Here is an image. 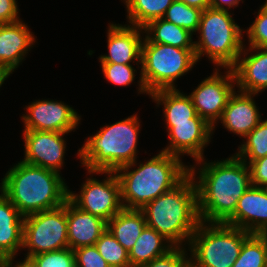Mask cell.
<instances>
[{
  "label": "cell",
  "mask_w": 267,
  "mask_h": 267,
  "mask_svg": "<svg viewBox=\"0 0 267 267\" xmlns=\"http://www.w3.org/2000/svg\"><path fill=\"white\" fill-rule=\"evenodd\" d=\"M198 160L201 165L196 180L194 166L189 173L197 188L198 213L201 222L224 223L234 212L238 200L251 186L249 166L235 154L222 161ZM192 166V167H191Z\"/></svg>",
  "instance_id": "1"
},
{
  "label": "cell",
  "mask_w": 267,
  "mask_h": 267,
  "mask_svg": "<svg viewBox=\"0 0 267 267\" xmlns=\"http://www.w3.org/2000/svg\"><path fill=\"white\" fill-rule=\"evenodd\" d=\"M135 165L137 161L115 171L125 209L141 210L150 201L173 189L189 174V166H185L179 157L162 151L133 170Z\"/></svg>",
  "instance_id": "2"
},
{
  "label": "cell",
  "mask_w": 267,
  "mask_h": 267,
  "mask_svg": "<svg viewBox=\"0 0 267 267\" xmlns=\"http://www.w3.org/2000/svg\"><path fill=\"white\" fill-rule=\"evenodd\" d=\"M63 179L55 171L20 161L7 171L0 190L25 217L62 206L68 199Z\"/></svg>",
  "instance_id": "3"
},
{
  "label": "cell",
  "mask_w": 267,
  "mask_h": 267,
  "mask_svg": "<svg viewBox=\"0 0 267 267\" xmlns=\"http://www.w3.org/2000/svg\"><path fill=\"white\" fill-rule=\"evenodd\" d=\"M141 211L147 226L175 247L189 244L200 221L197 188L189 173L177 186L146 204Z\"/></svg>",
  "instance_id": "4"
},
{
  "label": "cell",
  "mask_w": 267,
  "mask_h": 267,
  "mask_svg": "<svg viewBox=\"0 0 267 267\" xmlns=\"http://www.w3.org/2000/svg\"><path fill=\"white\" fill-rule=\"evenodd\" d=\"M137 115L102 127L87 137L78 150L81 164L88 171H116L136 161L140 120Z\"/></svg>",
  "instance_id": "5"
},
{
  "label": "cell",
  "mask_w": 267,
  "mask_h": 267,
  "mask_svg": "<svg viewBox=\"0 0 267 267\" xmlns=\"http://www.w3.org/2000/svg\"><path fill=\"white\" fill-rule=\"evenodd\" d=\"M229 10L208 8L202 11L198 28L199 41H194L197 61L207 57L225 69H232L243 49V29L234 22Z\"/></svg>",
  "instance_id": "6"
},
{
  "label": "cell",
  "mask_w": 267,
  "mask_h": 267,
  "mask_svg": "<svg viewBox=\"0 0 267 267\" xmlns=\"http://www.w3.org/2000/svg\"><path fill=\"white\" fill-rule=\"evenodd\" d=\"M197 62L195 49L143 42L138 93L150 95L162 89H176L174 82Z\"/></svg>",
  "instance_id": "7"
},
{
  "label": "cell",
  "mask_w": 267,
  "mask_h": 267,
  "mask_svg": "<svg viewBox=\"0 0 267 267\" xmlns=\"http://www.w3.org/2000/svg\"><path fill=\"white\" fill-rule=\"evenodd\" d=\"M250 235L225 223L200 222L188 244L190 263L195 267H232Z\"/></svg>",
  "instance_id": "8"
},
{
  "label": "cell",
  "mask_w": 267,
  "mask_h": 267,
  "mask_svg": "<svg viewBox=\"0 0 267 267\" xmlns=\"http://www.w3.org/2000/svg\"><path fill=\"white\" fill-rule=\"evenodd\" d=\"M66 201L62 206L24 217L23 246L25 257L69 247Z\"/></svg>",
  "instance_id": "9"
},
{
  "label": "cell",
  "mask_w": 267,
  "mask_h": 267,
  "mask_svg": "<svg viewBox=\"0 0 267 267\" xmlns=\"http://www.w3.org/2000/svg\"><path fill=\"white\" fill-rule=\"evenodd\" d=\"M108 176L102 182L87 178L81 186L80 194L68 189V199L79 209L98 216L108 222L124 207L121 201V186L115 171H88Z\"/></svg>",
  "instance_id": "10"
},
{
  "label": "cell",
  "mask_w": 267,
  "mask_h": 267,
  "mask_svg": "<svg viewBox=\"0 0 267 267\" xmlns=\"http://www.w3.org/2000/svg\"><path fill=\"white\" fill-rule=\"evenodd\" d=\"M205 78L191 94H189L196 113L212 127L221 118L231 94L236 90V79L232 69H226L225 75L218 69Z\"/></svg>",
  "instance_id": "11"
},
{
  "label": "cell",
  "mask_w": 267,
  "mask_h": 267,
  "mask_svg": "<svg viewBox=\"0 0 267 267\" xmlns=\"http://www.w3.org/2000/svg\"><path fill=\"white\" fill-rule=\"evenodd\" d=\"M22 116L24 130L69 133L80 122V116L70 106L54 100H36L26 108Z\"/></svg>",
  "instance_id": "12"
},
{
  "label": "cell",
  "mask_w": 267,
  "mask_h": 267,
  "mask_svg": "<svg viewBox=\"0 0 267 267\" xmlns=\"http://www.w3.org/2000/svg\"><path fill=\"white\" fill-rule=\"evenodd\" d=\"M170 143L162 152L177 156L190 155L195 161L204 158V147L210 142L213 127L198 114L190 122L166 123ZM212 133V134H211Z\"/></svg>",
  "instance_id": "13"
},
{
  "label": "cell",
  "mask_w": 267,
  "mask_h": 267,
  "mask_svg": "<svg viewBox=\"0 0 267 267\" xmlns=\"http://www.w3.org/2000/svg\"><path fill=\"white\" fill-rule=\"evenodd\" d=\"M67 133L24 130L25 158L22 162L55 171L60 174L64 163Z\"/></svg>",
  "instance_id": "14"
},
{
  "label": "cell",
  "mask_w": 267,
  "mask_h": 267,
  "mask_svg": "<svg viewBox=\"0 0 267 267\" xmlns=\"http://www.w3.org/2000/svg\"><path fill=\"white\" fill-rule=\"evenodd\" d=\"M251 234L267 232V189L251 185L238 200L235 212L224 222Z\"/></svg>",
  "instance_id": "15"
},
{
  "label": "cell",
  "mask_w": 267,
  "mask_h": 267,
  "mask_svg": "<svg viewBox=\"0 0 267 267\" xmlns=\"http://www.w3.org/2000/svg\"><path fill=\"white\" fill-rule=\"evenodd\" d=\"M107 35L108 53L99 57V62L130 64L134 60L141 63V49L144 37L142 27L121 24H109Z\"/></svg>",
  "instance_id": "16"
},
{
  "label": "cell",
  "mask_w": 267,
  "mask_h": 267,
  "mask_svg": "<svg viewBox=\"0 0 267 267\" xmlns=\"http://www.w3.org/2000/svg\"><path fill=\"white\" fill-rule=\"evenodd\" d=\"M34 43V34L22 20L0 24V68L12 74Z\"/></svg>",
  "instance_id": "17"
},
{
  "label": "cell",
  "mask_w": 267,
  "mask_h": 267,
  "mask_svg": "<svg viewBox=\"0 0 267 267\" xmlns=\"http://www.w3.org/2000/svg\"><path fill=\"white\" fill-rule=\"evenodd\" d=\"M237 92L229 97L219 120L229 132L244 138L262 119L253 97L257 94Z\"/></svg>",
  "instance_id": "18"
},
{
  "label": "cell",
  "mask_w": 267,
  "mask_h": 267,
  "mask_svg": "<svg viewBox=\"0 0 267 267\" xmlns=\"http://www.w3.org/2000/svg\"><path fill=\"white\" fill-rule=\"evenodd\" d=\"M244 48L245 45L232 68L236 86L242 92L258 94L267 89V48L249 47L248 50ZM252 50L256 53L250 52L251 55L247 56V52ZM241 55L246 57L241 58Z\"/></svg>",
  "instance_id": "19"
},
{
  "label": "cell",
  "mask_w": 267,
  "mask_h": 267,
  "mask_svg": "<svg viewBox=\"0 0 267 267\" xmlns=\"http://www.w3.org/2000/svg\"><path fill=\"white\" fill-rule=\"evenodd\" d=\"M67 232L69 248L75 250L93 246L107 228L102 218L85 212L66 200Z\"/></svg>",
  "instance_id": "20"
},
{
  "label": "cell",
  "mask_w": 267,
  "mask_h": 267,
  "mask_svg": "<svg viewBox=\"0 0 267 267\" xmlns=\"http://www.w3.org/2000/svg\"><path fill=\"white\" fill-rule=\"evenodd\" d=\"M0 258L15 257L23 249L24 217L0 190Z\"/></svg>",
  "instance_id": "21"
},
{
  "label": "cell",
  "mask_w": 267,
  "mask_h": 267,
  "mask_svg": "<svg viewBox=\"0 0 267 267\" xmlns=\"http://www.w3.org/2000/svg\"><path fill=\"white\" fill-rule=\"evenodd\" d=\"M146 225L141 210L123 208L107 222V229L129 252Z\"/></svg>",
  "instance_id": "22"
},
{
  "label": "cell",
  "mask_w": 267,
  "mask_h": 267,
  "mask_svg": "<svg viewBox=\"0 0 267 267\" xmlns=\"http://www.w3.org/2000/svg\"><path fill=\"white\" fill-rule=\"evenodd\" d=\"M175 246L155 229L145 226L133 248L128 252L131 267H140L167 254Z\"/></svg>",
  "instance_id": "23"
},
{
  "label": "cell",
  "mask_w": 267,
  "mask_h": 267,
  "mask_svg": "<svg viewBox=\"0 0 267 267\" xmlns=\"http://www.w3.org/2000/svg\"><path fill=\"white\" fill-rule=\"evenodd\" d=\"M143 42L171 45L181 49H195L193 34L163 18L154 19L142 27Z\"/></svg>",
  "instance_id": "24"
},
{
  "label": "cell",
  "mask_w": 267,
  "mask_h": 267,
  "mask_svg": "<svg viewBox=\"0 0 267 267\" xmlns=\"http://www.w3.org/2000/svg\"><path fill=\"white\" fill-rule=\"evenodd\" d=\"M150 96L158 105L163 104L166 123L190 122L197 115L190 96L178 89H162Z\"/></svg>",
  "instance_id": "25"
},
{
  "label": "cell",
  "mask_w": 267,
  "mask_h": 267,
  "mask_svg": "<svg viewBox=\"0 0 267 267\" xmlns=\"http://www.w3.org/2000/svg\"><path fill=\"white\" fill-rule=\"evenodd\" d=\"M127 8V19L132 26L144 27L148 22L163 18L174 0H123Z\"/></svg>",
  "instance_id": "26"
},
{
  "label": "cell",
  "mask_w": 267,
  "mask_h": 267,
  "mask_svg": "<svg viewBox=\"0 0 267 267\" xmlns=\"http://www.w3.org/2000/svg\"><path fill=\"white\" fill-rule=\"evenodd\" d=\"M232 267H267V232L251 234L244 241Z\"/></svg>",
  "instance_id": "27"
},
{
  "label": "cell",
  "mask_w": 267,
  "mask_h": 267,
  "mask_svg": "<svg viewBox=\"0 0 267 267\" xmlns=\"http://www.w3.org/2000/svg\"><path fill=\"white\" fill-rule=\"evenodd\" d=\"M244 138L246 142H243L235 153L238 158L249 165L252 161L267 156V119L261 121Z\"/></svg>",
  "instance_id": "28"
},
{
  "label": "cell",
  "mask_w": 267,
  "mask_h": 267,
  "mask_svg": "<svg viewBox=\"0 0 267 267\" xmlns=\"http://www.w3.org/2000/svg\"><path fill=\"white\" fill-rule=\"evenodd\" d=\"M95 247L111 267H131L128 251L107 228L96 241Z\"/></svg>",
  "instance_id": "29"
},
{
  "label": "cell",
  "mask_w": 267,
  "mask_h": 267,
  "mask_svg": "<svg viewBox=\"0 0 267 267\" xmlns=\"http://www.w3.org/2000/svg\"><path fill=\"white\" fill-rule=\"evenodd\" d=\"M202 10L174 0L163 19L194 34L198 31Z\"/></svg>",
  "instance_id": "30"
},
{
  "label": "cell",
  "mask_w": 267,
  "mask_h": 267,
  "mask_svg": "<svg viewBox=\"0 0 267 267\" xmlns=\"http://www.w3.org/2000/svg\"><path fill=\"white\" fill-rule=\"evenodd\" d=\"M38 267H76L74 250L65 248L32 256Z\"/></svg>",
  "instance_id": "31"
},
{
  "label": "cell",
  "mask_w": 267,
  "mask_h": 267,
  "mask_svg": "<svg viewBox=\"0 0 267 267\" xmlns=\"http://www.w3.org/2000/svg\"><path fill=\"white\" fill-rule=\"evenodd\" d=\"M102 71L105 78L120 86H128L135 79V68L131 64H116L111 62H101Z\"/></svg>",
  "instance_id": "32"
},
{
  "label": "cell",
  "mask_w": 267,
  "mask_h": 267,
  "mask_svg": "<svg viewBox=\"0 0 267 267\" xmlns=\"http://www.w3.org/2000/svg\"><path fill=\"white\" fill-rule=\"evenodd\" d=\"M249 47L267 48V3L261 5L258 15L247 29Z\"/></svg>",
  "instance_id": "33"
},
{
  "label": "cell",
  "mask_w": 267,
  "mask_h": 267,
  "mask_svg": "<svg viewBox=\"0 0 267 267\" xmlns=\"http://www.w3.org/2000/svg\"><path fill=\"white\" fill-rule=\"evenodd\" d=\"M185 249L183 246L174 247L167 254L155 258L140 267H186L190 263V258H188Z\"/></svg>",
  "instance_id": "34"
},
{
  "label": "cell",
  "mask_w": 267,
  "mask_h": 267,
  "mask_svg": "<svg viewBox=\"0 0 267 267\" xmlns=\"http://www.w3.org/2000/svg\"><path fill=\"white\" fill-rule=\"evenodd\" d=\"M76 267H111L93 246H84L74 250Z\"/></svg>",
  "instance_id": "35"
},
{
  "label": "cell",
  "mask_w": 267,
  "mask_h": 267,
  "mask_svg": "<svg viewBox=\"0 0 267 267\" xmlns=\"http://www.w3.org/2000/svg\"><path fill=\"white\" fill-rule=\"evenodd\" d=\"M251 185L267 187V156L252 161L249 165Z\"/></svg>",
  "instance_id": "36"
},
{
  "label": "cell",
  "mask_w": 267,
  "mask_h": 267,
  "mask_svg": "<svg viewBox=\"0 0 267 267\" xmlns=\"http://www.w3.org/2000/svg\"><path fill=\"white\" fill-rule=\"evenodd\" d=\"M17 4L16 0H0V24L20 21Z\"/></svg>",
  "instance_id": "37"
},
{
  "label": "cell",
  "mask_w": 267,
  "mask_h": 267,
  "mask_svg": "<svg viewBox=\"0 0 267 267\" xmlns=\"http://www.w3.org/2000/svg\"><path fill=\"white\" fill-rule=\"evenodd\" d=\"M243 0H211L210 8L228 10L232 7H237L239 2ZM226 6V7H225Z\"/></svg>",
  "instance_id": "38"
},
{
  "label": "cell",
  "mask_w": 267,
  "mask_h": 267,
  "mask_svg": "<svg viewBox=\"0 0 267 267\" xmlns=\"http://www.w3.org/2000/svg\"><path fill=\"white\" fill-rule=\"evenodd\" d=\"M187 4L190 7L198 8L202 11L210 8L211 0H177Z\"/></svg>",
  "instance_id": "39"
},
{
  "label": "cell",
  "mask_w": 267,
  "mask_h": 267,
  "mask_svg": "<svg viewBox=\"0 0 267 267\" xmlns=\"http://www.w3.org/2000/svg\"><path fill=\"white\" fill-rule=\"evenodd\" d=\"M14 258L15 257L7 259L8 267H38L31 258H27V257H25L23 262L19 261L15 263V265L13 266L12 264H13Z\"/></svg>",
  "instance_id": "40"
},
{
  "label": "cell",
  "mask_w": 267,
  "mask_h": 267,
  "mask_svg": "<svg viewBox=\"0 0 267 267\" xmlns=\"http://www.w3.org/2000/svg\"><path fill=\"white\" fill-rule=\"evenodd\" d=\"M10 74L6 72L4 69L0 68V87L4 83V81L8 78Z\"/></svg>",
  "instance_id": "41"
},
{
  "label": "cell",
  "mask_w": 267,
  "mask_h": 267,
  "mask_svg": "<svg viewBox=\"0 0 267 267\" xmlns=\"http://www.w3.org/2000/svg\"><path fill=\"white\" fill-rule=\"evenodd\" d=\"M0 267H8L7 259L0 258Z\"/></svg>",
  "instance_id": "42"
},
{
  "label": "cell",
  "mask_w": 267,
  "mask_h": 267,
  "mask_svg": "<svg viewBox=\"0 0 267 267\" xmlns=\"http://www.w3.org/2000/svg\"><path fill=\"white\" fill-rule=\"evenodd\" d=\"M186 267H195L191 263H189Z\"/></svg>",
  "instance_id": "43"
}]
</instances>
